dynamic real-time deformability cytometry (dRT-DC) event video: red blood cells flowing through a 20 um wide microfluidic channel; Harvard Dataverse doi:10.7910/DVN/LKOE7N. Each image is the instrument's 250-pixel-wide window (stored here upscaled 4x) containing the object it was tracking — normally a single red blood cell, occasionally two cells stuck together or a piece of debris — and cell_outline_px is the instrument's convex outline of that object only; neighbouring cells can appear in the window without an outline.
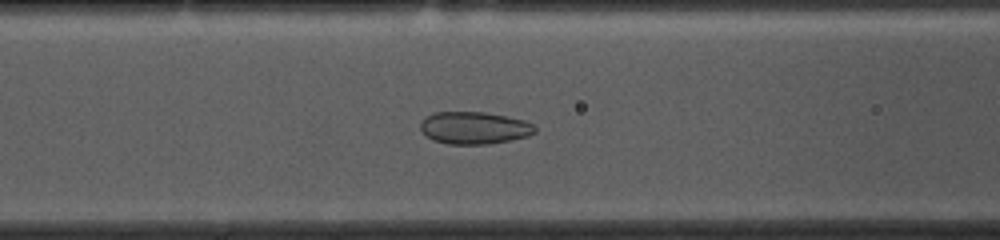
{"species": "common noctule bat (a hibernating species)", "species_latin": "Nyctalus noctula", "temperature_condition": "cold", "stored_images_in_passage": 52, "camera_frame_rate_fps": 3000, "um_per_image_px": 0.085, "animal": {"sex": "female", "body_mass_g": 10.0, "forearm_length_mm": 53.1}, "frame": {"image": 1, "passage_image": 19, "time_ms": 6.0, "image_size_px": [1000, 240], "cell_outline_px": [[536, 132], [528, 136], [512, 140], [484, 144], [448, 144], [432, 140], [420, 128], [420, 124], [424, 116], [432, 112], [484, 112], [524, 120], [532, 124], [536, 128]], "centroid_in_image_um": [40.29, 10.86], "position_along_channel_um": 126.3, "area_um2": 21.56}}
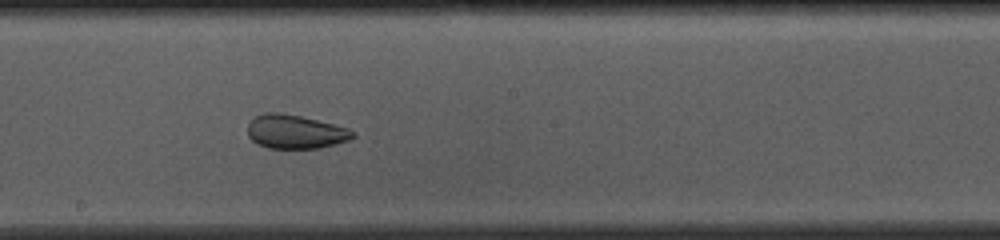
{"frame": {"image": 2, "passage_image": 27, "time_ms": 8.667, "image_size_px": [1000, 240], "cell_outline_px": [[356, 136], [348, 140], [336, 144], [320, 148], [268, 148], [252, 140], [248, 136], [248, 124], [256, 116], [264, 112], [276, 112], [300, 116], [348, 128], [356, 132]], "centroid_in_image_um": [25.12, 11.2], "position_along_channel_um": 223.1, "area_um2": 20.58}}
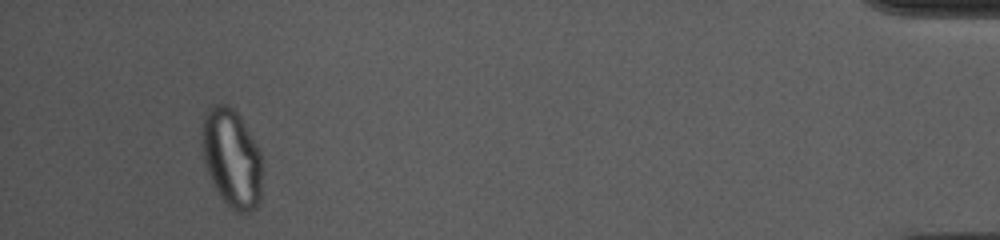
{"frame": {"image": 3, "passage_image": 49, "time_ms": 16.0, "image_size_px": [1000, 240], "cell_outline_px": [[260, 200], [256, 208], [248, 212], [236, 212], [220, 196], [208, 172], [204, 160], [204, 112], [212, 104], [224, 104], [232, 108], [236, 112], [256, 144], [260, 152]], "centroid_in_image_um": [19.71, 13.45], "position_along_channel_um": 415.5, "area_um2": 33.41}, "authors_computed_cell_mechanics": {"area_um2": 26.6458, "velocity_mm_per_s": 3.6339, "shape_relaxation_time_tau1_ms": null, "shape_relaxation_time_tau2_ms": 0.9672, "deformation_change_tau1": null, "deformation_change_tau2": 0.0622}}